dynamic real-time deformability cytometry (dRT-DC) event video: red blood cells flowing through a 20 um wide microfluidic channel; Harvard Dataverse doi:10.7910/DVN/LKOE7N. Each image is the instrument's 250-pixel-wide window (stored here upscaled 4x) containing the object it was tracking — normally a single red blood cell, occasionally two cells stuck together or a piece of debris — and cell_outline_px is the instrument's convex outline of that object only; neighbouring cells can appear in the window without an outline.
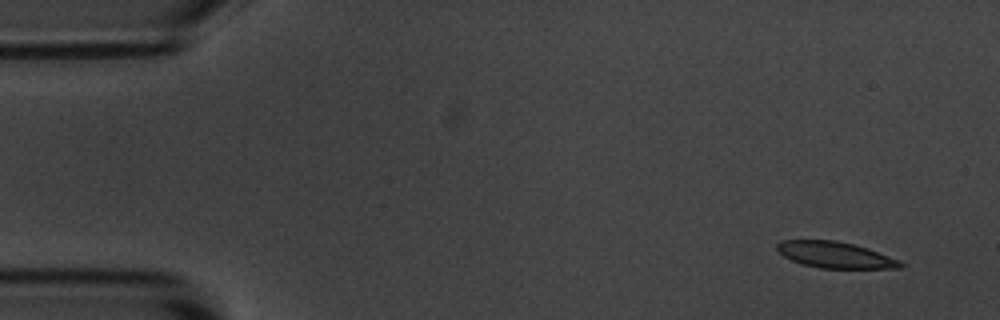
{"species": "common noctule bat (a hibernating species)", "species_latin": "Nyctalus noctula", "temperature_condition": "room temperature", "stored_images_in_passage": 55, "camera_frame_rate_fps": 3000, "um_per_image_px": 0.085, "animal": {"sex": "male", "body_mass_g": 20.1, "forearm_length_mm": 53.5}, "frame": {"image": 1, "passage_image": 3, "time_ms": 0.667, "image_size_px": [1000, 320], "cell_outline_px": [[904, 268], [820, 268], [804, 264], [792, 260], [776, 252], [776, 244], [780, 240], [836, 240], [868, 248], [900, 260], [904, 264]], "centroid_in_image_um": [70.98, 21.66], "position_along_channel_um": 14.0, "area_um2": 18.9}}
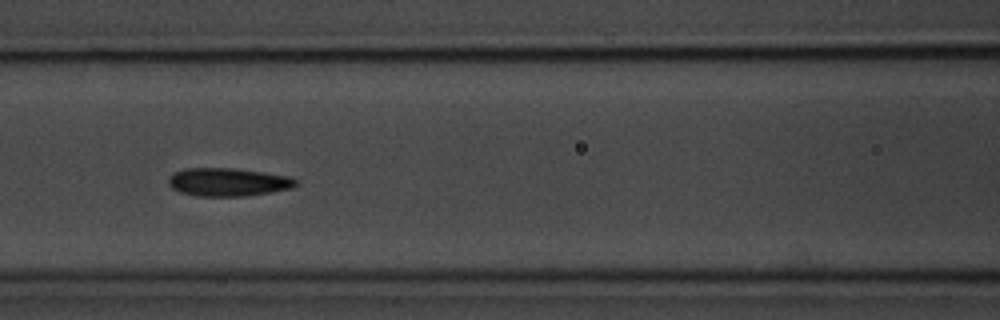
{"frame": {"image": 2, "passage_image": 23, "time_ms": 7.333, "image_size_px": [1000, 320], "cell_outline_px": [[296, 184], [292, 188], [272, 192], [244, 196], [196, 196], [180, 192], [172, 188], [168, 184], [168, 176], [172, 172], [184, 168], [236, 168], [264, 172], [288, 176], [296, 180]], "centroid_in_image_um": [19.33, 15.47], "position_along_channel_um": 147.3, "area_um2": 21.1}}
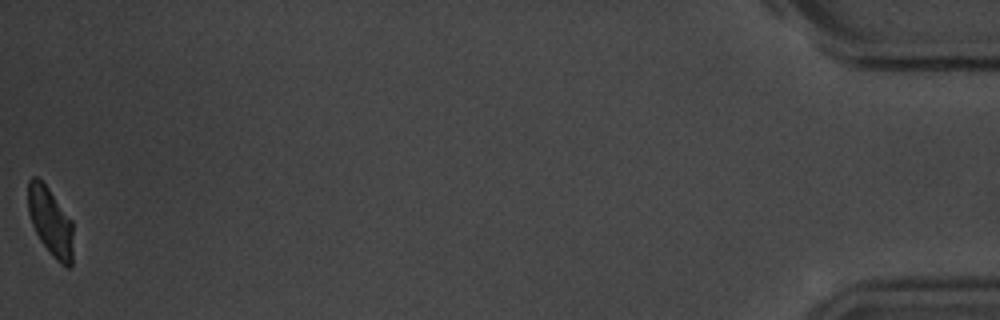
{"frame": {"image": 3, "passage_image": 55, "time_ms": 18.0, "image_size_px": [1000, 320], "cell_outline_px": [[72, 264], [68, 268], [60, 264], [52, 256], [40, 240], [32, 224], [28, 212], [28, 180], [32, 176], [36, 176], [48, 188], [72, 220]], "centroid_in_image_um": [4.28, 18.85], "position_along_channel_um": 430.9, "area_um2": 17.92}, "authors_computed_cell_mechanics": {"area_um2": 20.1144, "velocity_mm_per_s": 3.583, "shape_relaxation_time_tau1_ms": 2.9101, "shape_relaxation_time_tau2_ms": 2.1514, "deformation_change_tau1": 0.1138, "deformation_change_tau2": 0.0823}}